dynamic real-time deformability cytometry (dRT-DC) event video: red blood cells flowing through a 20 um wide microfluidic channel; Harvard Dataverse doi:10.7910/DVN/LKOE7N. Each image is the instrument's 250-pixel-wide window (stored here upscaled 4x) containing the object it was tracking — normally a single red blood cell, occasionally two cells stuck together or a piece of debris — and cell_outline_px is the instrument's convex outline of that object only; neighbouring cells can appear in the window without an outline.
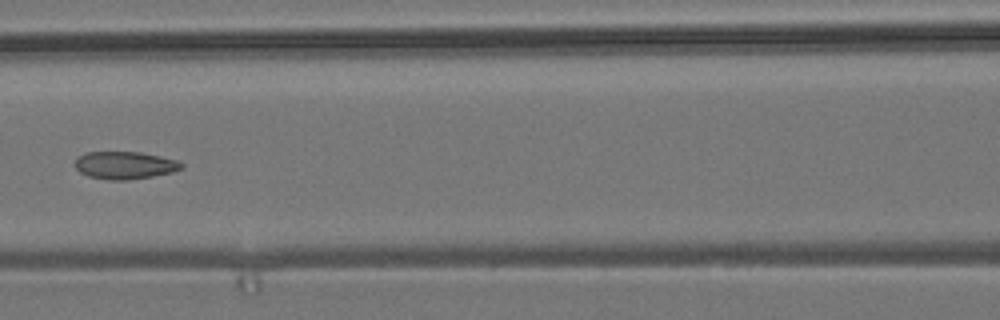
{"species": "common noctule bat (a hibernating species)", "species_latin": "Nyctalus noctula", "temperature_condition": "room temperature", "stored_images_in_passage": 6, "camera_frame_rate_fps": 3000, "um_per_image_px": 0.085, "animal": {"sex": "male", "body_mass_g": 19.2, "forearm_length_mm": 51.8}, "frame": {"image": 1, "passage_image": 6, "time_ms": 1.667, "image_size_px": [1000, 320], "cell_outline_px": [[184, 168], [172, 172], [152, 176], [128, 180], [112, 180], [88, 176], [80, 172], [76, 168], [76, 156], [84, 152], [140, 152], [160, 156], [176, 160], [184, 164]], "centroid_in_image_um": [10.61, 14.04], "position_along_channel_um": 156.0, "area_um2": 17.11}}